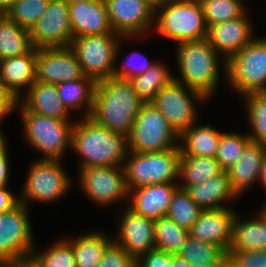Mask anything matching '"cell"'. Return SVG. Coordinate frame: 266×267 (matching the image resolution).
<instances>
[{
  "label": "cell",
  "instance_id": "1",
  "mask_svg": "<svg viewBox=\"0 0 266 267\" xmlns=\"http://www.w3.org/2000/svg\"><path fill=\"white\" fill-rule=\"evenodd\" d=\"M142 104L128 80L111 77L96 83L89 117L128 137Z\"/></svg>",
  "mask_w": 266,
  "mask_h": 267
},
{
  "label": "cell",
  "instance_id": "2",
  "mask_svg": "<svg viewBox=\"0 0 266 267\" xmlns=\"http://www.w3.org/2000/svg\"><path fill=\"white\" fill-rule=\"evenodd\" d=\"M78 122L73 125L71 148L83 159L81 169L124 165L129 156L125 135L110 131L90 117Z\"/></svg>",
  "mask_w": 266,
  "mask_h": 267
},
{
  "label": "cell",
  "instance_id": "3",
  "mask_svg": "<svg viewBox=\"0 0 266 267\" xmlns=\"http://www.w3.org/2000/svg\"><path fill=\"white\" fill-rule=\"evenodd\" d=\"M155 15L158 20L154 30L177 44L206 38L207 25L199 0H164L155 8Z\"/></svg>",
  "mask_w": 266,
  "mask_h": 267
},
{
  "label": "cell",
  "instance_id": "4",
  "mask_svg": "<svg viewBox=\"0 0 266 267\" xmlns=\"http://www.w3.org/2000/svg\"><path fill=\"white\" fill-rule=\"evenodd\" d=\"M177 60L182 84L209 98L218 85V52L201 39L178 44Z\"/></svg>",
  "mask_w": 266,
  "mask_h": 267
},
{
  "label": "cell",
  "instance_id": "5",
  "mask_svg": "<svg viewBox=\"0 0 266 267\" xmlns=\"http://www.w3.org/2000/svg\"><path fill=\"white\" fill-rule=\"evenodd\" d=\"M130 153L123 165L129 190L158 183H174L179 177L180 148L163 152Z\"/></svg>",
  "mask_w": 266,
  "mask_h": 267
},
{
  "label": "cell",
  "instance_id": "6",
  "mask_svg": "<svg viewBox=\"0 0 266 267\" xmlns=\"http://www.w3.org/2000/svg\"><path fill=\"white\" fill-rule=\"evenodd\" d=\"M179 139L166 118L153 103H143L134 126L127 137L128 151L138 153L163 152L179 148Z\"/></svg>",
  "mask_w": 266,
  "mask_h": 267
},
{
  "label": "cell",
  "instance_id": "7",
  "mask_svg": "<svg viewBox=\"0 0 266 267\" xmlns=\"http://www.w3.org/2000/svg\"><path fill=\"white\" fill-rule=\"evenodd\" d=\"M24 131L28 141L48 160H61L67 146H71L74 123L27 111L20 104Z\"/></svg>",
  "mask_w": 266,
  "mask_h": 267
},
{
  "label": "cell",
  "instance_id": "8",
  "mask_svg": "<svg viewBox=\"0 0 266 267\" xmlns=\"http://www.w3.org/2000/svg\"><path fill=\"white\" fill-rule=\"evenodd\" d=\"M119 37L122 36L100 34L79 36L72 40L70 47L76 53L85 77L93 79L96 83L113 77L114 63L119 51Z\"/></svg>",
  "mask_w": 266,
  "mask_h": 267
},
{
  "label": "cell",
  "instance_id": "9",
  "mask_svg": "<svg viewBox=\"0 0 266 267\" xmlns=\"http://www.w3.org/2000/svg\"><path fill=\"white\" fill-rule=\"evenodd\" d=\"M226 74L241 95L266 92V39L254 38L233 55Z\"/></svg>",
  "mask_w": 266,
  "mask_h": 267
},
{
  "label": "cell",
  "instance_id": "10",
  "mask_svg": "<svg viewBox=\"0 0 266 267\" xmlns=\"http://www.w3.org/2000/svg\"><path fill=\"white\" fill-rule=\"evenodd\" d=\"M174 77V80L163 87L152 102L161 114L166 118L170 127L178 136L195 125L196 115L193 99L207 100V97L197 90L186 87L181 79ZM187 92H190L189 95Z\"/></svg>",
  "mask_w": 266,
  "mask_h": 267
},
{
  "label": "cell",
  "instance_id": "11",
  "mask_svg": "<svg viewBox=\"0 0 266 267\" xmlns=\"http://www.w3.org/2000/svg\"><path fill=\"white\" fill-rule=\"evenodd\" d=\"M60 165V160H38L30 167L22 195L21 203L27 201L53 202L66 194L70 187L67 173Z\"/></svg>",
  "mask_w": 266,
  "mask_h": 267
},
{
  "label": "cell",
  "instance_id": "12",
  "mask_svg": "<svg viewBox=\"0 0 266 267\" xmlns=\"http://www.w3.org/2000/svg\"><path fill=\"white\" fill-rule=\"evenodd\" d=\"M26 207L20 202L12 210L0 214V265L30 256L35 249Z\"/></svg>",
  "mask_w": 266,
  "mask_h": 267
},
{
  "label": "cell",
  "instance_id": "13",
  "mask_svg": "<svg viewBox=\"0 0 266 267\" xmlns=\"http://www.w3.org/2000/svg\"><path fill=\"white\" fill-rule=\"evenodd\" d=\"M29 32L35 49L71 46L73 35L69 3L66 0H50L48 8Z\"/></svg>",
  "mask_w": 266,
  "mask_h": 267
},
{
  "label": "cell",
  "instance_id": "14",
  "mask_svg": "<svg viewBox=\"0 0 266 267\" xmlns=\"http://www.w3.org/2000/svg\"><path fill=\"white\" fill-rule=\"evenodd\" d=\"M79 176L82 190L95 203L110 204L129 195L123 166L88 167Z\"/></svg>",
  "mask_w": 266,
  "mask_h": 267
},
{
  "label": "cell",
  "instance_id": "15",
  "mask_svg": "<svg viewBox=\"0 0 266 267\" xmlns=\"http://www.w3.org/2000/svg\"><path fill=\"white\" fill-rule=\"evenodd\" d=\"M111 27L124 37L144 35L154 21L155 9L144 0H104Z\"/></svg>",
  "mask_w": 266,
  "mask_h": 267
},
{
  "label": "cell",
  "instance_id": "16",
  "mask_svg": "<svg viewBox=\"0 0 266 267\" xmlns=\"http://www.w3.org/2000/svg\"><path fill=\"white\" fill-rule=\"evenodd\" d=\"M83 77L76 53L70 46L37 49V82L59 84Z\"/></svg>",
  "mask_w": 266,
  "mask_h": 267
},
{
  "label": "cell",
  "instance_id": "17",
  "mask_svg": "<svg viewBox=\"0 0 266 267\" xmlns=\"http://www.w3.org/2000/svg\"><path fill=\"white\" fill-rule=\"evenodd\" d=\"M245 14L244 12L235 19L207 26L205 39L218 53L226 55L223 58L225 71L227 61L254 39L251 37L252 26Z\"/></svg>",
  "mask_w": 266,
  "mask_h": 267
},
{
  "label": "cell",
  "instance_id": "18",
  "mask_svg": "<svg viewBox=\"0 0 266 267\" xmlns=\"http://www.w3.org/2000/svg\"><path fill=\"white\" fill-rule=\"evenodd\" d=\"M119 239L114 240L135 260L155 249V220L139 215L128 207L121 213Z\"/></svg>",
  "mask_w": 266,
  "mask_h": 267
},
{
  "label": "cell",
  "instance_id": "19",
  "mask_svg": "<svg viewBox=\"0 0 266 267\" xmlns=\"http://www.w3.org/2000/svg\"><path fill=\"white\" fill-rule=\"evenodd\" d=\"M235 212L227 207L202 210L199 218L189 230L196 240L220 246L228 252L232 241V225Z\"/></svg>",
  "mask_w": 266,
  "mask_h": 267
},
{
  "label": "cell",
  "instance_id": "20",
  "mask_svg": "<svg viewBox=\"0 0 266 267\" xmlns=\"http://www.w3.org/2000/svg\"><path fill=\"white\" fill-rule=\"evenodd\" d=\"M73 39L79 36L118 34L111 27L104 0L69 4Z\"/></svg>",
  "mask_w": 266,
  "mask_h": 267
},
{
  "label": "cell",
  "instance_id": "21",
  "mask_svg": "<svg viewBox=\"0 0 266 267\" xmlns=\"http://www.w3.org/2000/svg\"><path fill=\"white\" fill-rule=\"evenodd\" d=\"M178 187L173 183H158L129 190L131 204L128 208L139 215L157 220L166 216Z\"/></svg>",
  "mask_w": 266,
  "mask_h": 267
},
{
  "label": "cell",
  "instance_id": "22",
  "mask_svg": "<svg viewBox=\"0 0 266 267\" xmlns=\"http://www.w3.org/2000/svg\"><path fill=\"white\" fill-rule=\"evenodd\" d=\"M37 49L33 48L28 54L20 57H9L0 60V76L7 94L17 102L19 91L36 81Z\"/></svg>",
  "mask_w": 266,
  "mask_h": 267
},
{
  "label": "cell",
  "instance_id": "23",
  "mask_svg": "<svg viewBox=\"0 0 266 267\" xmlns=\"http://www.w3.org/2000/svg\"><path fill=\"white\" fill-rule=\"evenodd\" d=\"M27 95L20 103L27 111L59 120L70 121L69 110L61 101L56 84L37 82L27 89Z\"/></svg>",
  "mask_w": 266,
  "mask_h": 267
},
{
  "label": "cell",
  "instance_id": "24",
  "mask_svg": "<svg viewBox=\"0 0 266 267\" xmlns=\"http://www.w3.org/2000/svg\"><path fill=\"white\" fill-rule=\"evenodd\" d=\"M266 157V146L250 142L238 162L228 169L232 189L237 195L259 180L261 167Z\"/></svg>",
  "mask_w": 266,
  "mask_h": 267
},
{
  "label": "cell",
  "instance_id": "25",
  "mask_svg": "<svg viewBox=\"0 0 266 267\" xmlns=\"http://www.w3.org/2000/svg\"><path fill=\"white\" fill-rule=\"evenodd\" d=\"M185 190L202 210L225 208L220 204L229 198L232 199L237 196L232 189L227 171L220 172L202 184L188 186Z\"/></svg>",
  "mask_w": 266,
  "mask_h": 267
},
{
  "label": "cell",
  "instance_id": "26",
  "mask_svg": "<svg viewBox=\"0 0 266 267\" xmlns=\"http://www.w3.org/2000/svg\"><path fill=\"white\" fill-rule=\"evenodd\" d=\"M235 215L232 225V241L228 251L266 250V220L259 217L242 221Z\"/></svg>",
  "mask_w": 266,
  "mask_h": 267
},
{
  "label": "cell",
  "instance_id": "27",
  "mask_svg": "<svg viewBox=\"0 0 266 267\" xmlns=\"http://www.w3.org/2000/svg\"><path fill=\"white\" fill-rule=\"evenodd\" d=\"M191 267H227V252L220 246L196 240L190 235L176 254Z\"/></svg>",
  "mask_w": 266,
  "mask_h": 267
},
{
  "label": "cell",
  "instance_id": "28",
  "mask_svg": "<svg viewBox=\"0 0 266 267\" xmlns=\"http://www.w3.org/2000/svg\"><path fill=\"white\" fill-rule=\"evenodd\" d=\"M222 132L209 125H192L179 136L181 155L208 156L215 158ZM184 140V141H183ZM184 142V143H183Z\"/></svg>",
  "mask_w": 266,
  "mask_h": 267
},
{
  "label": "cell",
  "instance_id": "29",
  "mask_svg": "<svg viewBox=\"0 0 266 267\" xmlns=\"http://www.w3.org/2000/svg\"><path fill=\"white\" fill-rule=\"evenodd\" d=\"M32 49L29 30L3 14L0 17V60L23 56Z\"/></svg>",
  "mask_w": 266,
  "mask_h": 267
},
{
  "label": "cell",
  "instance_id": "30",
  "mask_svg": "<svg viewBox=\"0 0 266 267\" xmlns=\"http://www.w3.org/2000/svg\"><path fill=\"white\" fill-rule=\"evenodd\" d=\"M222 171L218 161L213 157L181 155L179 176L185 181L181 188L202 184Z\"/></svg>",
  "mask_w": 266,
  "mask_h": 267
},
{
  "label": "cell",
  "instance_id": "31",
  "mask_svg": "<svg viewBox=\"0 0 266 267\" xmlns=\"http://www.w3.org/2000/svg\"><path fill=\"white\" fill-rule=\"evenodd\" d=\"M68 242L73 248L76 267H98L106 247L112 241L103 233L93 232Z\"/></svg>",
  "mask_w": 266,
  "mask_h": 267
},
{
  "label": "cell",
  "instance_id": "32",
  "mask_svg": "<svg viewBox=\"0 0 266 267\" xmlns=\"http://www.w3.org/2000/svg\"><path fill=\"white\" fill-rule=\"evenodd\" d=\"M174 80L166 66L156 63L146 73L129 79L133 90L143 103H152L157 93Z\"/></svg>",
  "mask_w": 266,
  "mask_h": 267
},
{
  "label": "cell",
  "instance_id": "33",
  "mask_svg": "<svg viewBox=\"0 0 266 267\" xmlns=\"http://www.w3.org/2000/svg\"><path fill=\"white\" fill-rule=\"evenodd\" d=\"M56 85L59 97L68 110L74 108L76 110V108L78 109L85 104L87 108L84 116H90L96 86V82L93 79L84 76L81 79L62 82Z\"/></svg>",
  "mask_w": 266,
  "mask_h": 267
},
{
  "label": "cell",
  "instance_id": "34",
  "mask_svg": "<svg viewBox=\"0 0 266 267\" xmlns=\"http://www.w3.org/2000/svg\"><path fill=\"white\" fill-rule=\"evenodd\" d=\"M188 236L189 231L178 226L167 216L155 220V249L176 255Z\"/></svg>",
  "mask_w": 266,
  "mask_h": 267
},
{
  "label": "cell",
  "instance_id": "35",
  "mask_svg": "<svg viewBox=\"0 0 266 267\" xmlns=\"http://www.w3.org/2000/svg\"><path fill=\"white\" fill-rule=\"evenodd\" d=\"M201 211L202 209L189 197L187 191L178 187L174 191L166 216L181 228L189 231L199 218Z\"/></svg>",
  "mask_w": 266,
  "mask_h": 267
},
{
  "label": "cell",
  "instance_id": "36",
  "mask_svg": "<svg viewBox=\"0 0 266 267\" xmlns=\"http://www.w3.org/2000/svg\"><path fill=\"white\" fill-rule=\"evenodd\" d=\"M251 142L249 135L238 133H222L215 159L223 171H228L235 165L245 147Z\"/></svg>",
  "mask_w": 266,
  "mask_h": 267
},
{
  "label": "cell",
  "instance_id": "37",
  "mask_svg": "<svg viewBox=\"0 0 266 267\" xmlns=\"http://www.w3.org/2000/svg\"><path fill=\"white\" fill-rule=\"evenodd\" d=\"M244 97L253 131L248 135L252 142L266 146V92L251 93Z\"/></svg>",
  "mask_w": 266,
  "mask_h": 267
},
{
  "label": "cell",
  "instance_id": "38",
  "mask_svg": "<svg viewBox=\"0 0 266 267\" xmlns=\"http://www.w3.org/2000/svg\"><path fill=\"white\" fill-rule=\"evenodd\" d=\"M207 26L240 17L245 12L242 0H199Z\"/></svg>",
  "mask_w": 266,
  "mask_h": 267
},
{
  "label": "cell",
  "instance_id": "39",
  "mask_svg": "<svg viewBox=\"0 0 266 267\" xmlns=\"http://www.w3.org/2000/svg\"><path fill=\"white\" fill-rule=\"evenodd\" d=\"M50 0H16L6 15L19 26L28 30L48 8Z\"/></svg>",
  "mask_w": 266,
  "mask_h": 267
},
{
  "label": "cell",
  "instance_id": "40",
  "mask_svg": "<svg viewBox=\"0 0 266 267\" xmlns=\"http://www.w3.org/2000/svg\"><path fill=\"white\" fill-rule=\"evenodd\" d=\"M43 253L32 252V256L42 267H76L72 245L62 240L49 246Z\"/></svg>",
  "mask_w": 266,
  "mask_h": 267
},
{
  "label": "cell",
  "instance_id": "41",
  "mask_svg": "<svg viewBox=\"0 0 266 267\" xmlns=\"http://www.w3.org/2000/svg\"><path fill=\"white\" fill-rule=\"evenodd\" d=\"M98 267H136V260L113 239L106 247Z\"/></svg>",
  "mask_w": 266,
  "mask_h": 267
},
{
  "label": "cell",
  "instance_id": "42",
  "mask_svg": "<svg viewBox=\"0 0 266 267\" xmlns=\"http://www.w3.org/2000/svg\"><path fill=\"white\" fill-rule=\"evenodd\" d=\"M227 267H266V250L228 251Z\"/></svg>",
  "mask_w": 266,
  "mask_h": 267
},
{
  "label": "cell",
  "instance_id": "43",
  "mask_svg": "<svg viewBox=\"0 0 266 267\" xmlns=\"http://www.w3.org/2000/svg\"><path fill=\"white\" fill-rule=\"evenodd\" d=\"M136 267H174V255L153 249L136 260Z\"/></svg>",
  "mask_w": 266,
  "mask_h": 267
},
{
  "label": "cell",
  "instance_id": "44",
  "mask_svg": "<svg viewBox=\"0 0 266 267\" xmlns=\"http://www.w3.org/2000/svg\"><path fill=\"white\" fill-rule=\"evenodd\" d=\"M130 54H131V56L133 55L132 58H131V56L127 57V58L129 59V61H133V59H134L133 57L135 55H137V52L134 51L133 54L132 53H130ZM139 55L141 56L142 54L139 53L138 56ZM136 59H138V58H136ZM127 62H128V60L125 62L126 64L123 63L122 69H119V68L117 69L115 67L114 72H113V77L118 78V79L129 80V79H132L138 75H142L143 73H146L152 66H154L156 64L155 62L149 63L147 58H146V60H143V62H142L143 64L141 66L140 65L137 66L136 65L137 63H135V65L137 67L135 65H133L132 62H130V63L128 62L129 64H127Z\"/></svg>",
  "mask_w": 266,
  "mask_h": 267
},
{
  "label": "cell",
  "instance_id": "45",
  "mask_svg": "<svg viewBox=\"0 0 266 267\" xmlns=\"http://www.w3.org/2000/svg\"><path fill=\"white\" fill-rule=\"evenodd\" d=\"M9 175V161L6 139L0 142V188L7 187Z\"/></svg>",
  "mask_w": 266,
  "mask_h": 267
},
{
  "label": "cell",
  "instance_id": "46",
  "mask_svg": "<svg viewBox=\"0 0 266 267\" xmlns=\"http://www.w3.org/2000/svg\"><path fill=\"white\" fill-rule=\"evenodd\" d=\"M19 203V197L12 194L7 187L0 188V214L12 210Z\"/></svg>",
  "mask_w": 266,
  "mask_h": 267
},
{
  "label": "cell",
  "instance_id": "47",
  "mask_svg": "<svg viewBox=\"0 0 266 267\" xmlns=\"http://www.w3.org/2000/svg\"><path fill=\"white\" fill-rule=\"evenodd\" d=\"M18 102H15L7 93H0V123L6 114L13 112V109L18 107ZM2 133V131L0 130Z\"/></svg>",
  "mask_w": 266,
  "mask_h": 267
},
{
  "label": "cell",
  "instance_id": "48",
  "mask_svg": "<svg viewBox=\"0 0 266 267\" xmlns=\"http://www.w3.org/2000/svg\"><path fill=\"white\" fill-rule=\"evenodd\" d=\"M0 267H42V266L32 255H30L27 257L6 262L0 265Z\"/></svg>",
  "mask_w": 266,
  "mask_h": 267
},
{
  "label": "cell",
  "instance_id": "49",
  "mask_svg": "<svg viewBox=\"0 0 266 267\" xmlns=\"http://www.w3.org/2000/svg\"><path fill=\"white\" fill-rule=\"evenodd\" d=\"M16 0H0V12L6 14V12L13 6Z\"/></svg>",
  "mask_w": 266,
  "mask_h": 267
},
{
  "label": "cell",
  "instance_id": "50",
  "mask_svg": "<svg viewBox=\"0 0 266 267\" xmlns=\"http://www.w3.org/2000/svg\"><path fill=\"white\" fill-rule=\"evenodd\" d=\"M174 267H191V266L185 259L179 257L178 255H174Z\"/></svg>",
  "mask_w": 266,
  "mask_h": 267
},
{
  "label": "cell",
  "instance_id": "51",
  "mask_svg": "<svg viewBox=\"0 0 266 267\" xmlns=\"http://www.w3.org/2000/svg\"><path fill=\"white\" fill-rule=\"evenodd\" d=\"M259 180H260V182H262V185H264L266 188V157H265V159L263 161V165L261 167Z\"/></svg>",
  "mask_w": 266,
  "mask_h": 267
},
{
  "label": "cell",
  "instance_id": "52",
  "mask_svg": "<svg viewBox=\"0 0 266 267\" xmlns=\"http://www.w3.org/2000/svg\"><path fill=\"white\" fill-rule=\"evenodd\" d=\"M148 2L154 9L159 6L164 0H144Z\"/></svg>",
  "mask_w": 266,
  "mask_h": 267
},
{
  "label": "cell",
  "instance_id": "53",
  "mask_svg": "<svg viewBox=\"0 0 266 267\" xmlns=\"http://www.w3.org/2000/svg\"><path fill=\"white\" fill-rule=\"evenodd\" d=\"M69 4H75V3H79V2H88L91 0H66Z\"/></svg>",
  "mask_w": 266,
  "mask_h": 267
},
{
  "label": "cell",
  "instance_id": "54",
  "mask_svg": "<svg viewBox=\"0 0 266 267\" xmlns=\"http://www.w3.org/2000/svg\"><path fill=\"white\" fill-rule=\"evenodd\" d=\"M263 209L261 208L260 215L266 220V204L263 205Z\"/></svg>",
  "mask_w": 266,
  "mask_h": 267
},
{
  "label": "cell",
  "instance_id": "55",
  "mask_svg": "<svg viewBox=\"0 0 266 267\" xmlns=\"http://www.w3.org/2000/svg\"><path fill=\"white\" fill-rule=\"evenodd\" d=\"M0 93H7L3 87L2 81H1V76H0Z\"/></svg>",
  "mask_w": 266,
  "mask_h": 267
},
{
  "label": "cell",
  "instance_id": "56",
  "mask_svg": "<svg viewBox=\"0 0 266 267\" xmlns=\"http://www.w3.org/2000/svg\"><path fill=\"white\" fill-rule=\"evenodd\" d=\"M3 135L4 134L0 132V142L5 138Z\"/></svg>",
  "mask_w": 266,
  "mask_h": 267
}]
</instances>
